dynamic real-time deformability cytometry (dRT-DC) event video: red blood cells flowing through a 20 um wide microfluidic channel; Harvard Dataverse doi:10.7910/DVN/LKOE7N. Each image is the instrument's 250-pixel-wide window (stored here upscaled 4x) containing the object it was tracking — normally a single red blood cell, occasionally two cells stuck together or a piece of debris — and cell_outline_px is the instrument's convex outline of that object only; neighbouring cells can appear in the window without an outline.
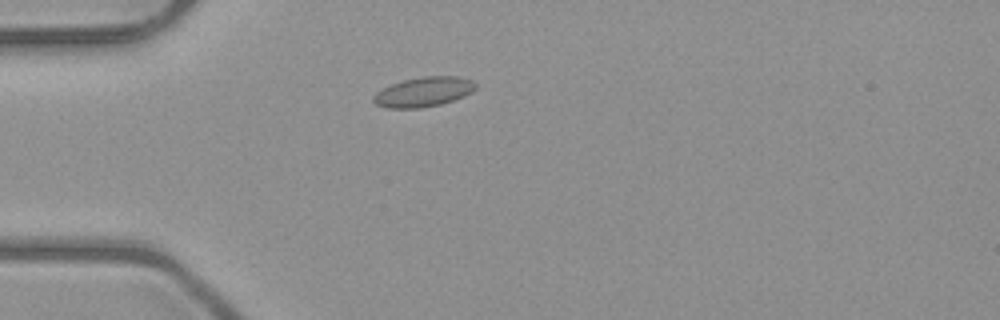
{"species": "common noctule bat (a hibernating species)", "species_latin": "Nyctalus noctula", "temperature_condition": "room temperature", "stored_images_in_passage": 39, "camera_frame_rate_fps": 3000, "um_per_image_px": 0.085, "animal": {"sex": "male", "body_mass_g": 23.1, "forearm_length_mm": 52.7}, "frame": {"image": 1, "passage_image": 2, "time_ms": 0.333, "image_size_px": [1000, 320], "cell_outline_px": [[476, 88], [472, 92], [464, 96], [440, 104], [420, 108], [388, 108], [376, 104], [372, 100], [372, 96], [376, 92], [392, 84], [404, 80], [424, 76], [460, 76], [472, 80], [476, 84]], "centroid_in_image_um": [36.01, 7.8], "position_along_channel_um": 49.0, "area_um2": 17.63}}
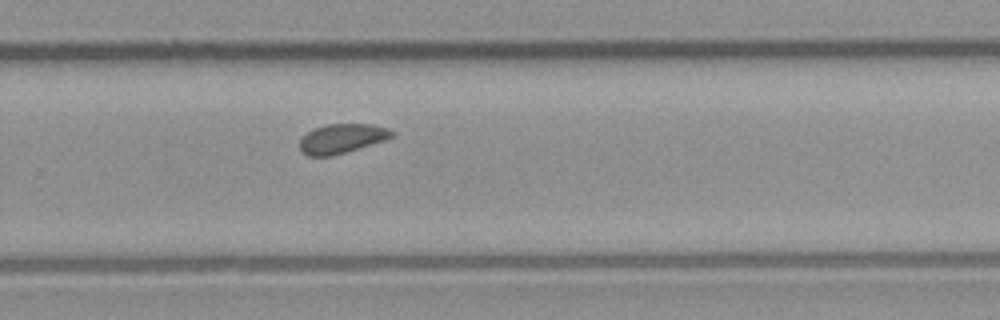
{"frame": {"image": 2, "passage_image": 22, "time_ms": 7.0, "image_size_px": [1000, 320], "cell_outline_px": [[392, 136], [384, 140], [332, 156], [308, 156], [300, 152], [300, 140], [308, 132], [316, 128], [328, 124], [372, 124], [388, 128], [392, 132]], "centroid_in_image_um": [29.02, 11.78], "position_along_channel_um": 300.8, "area_um2": 15.49}}
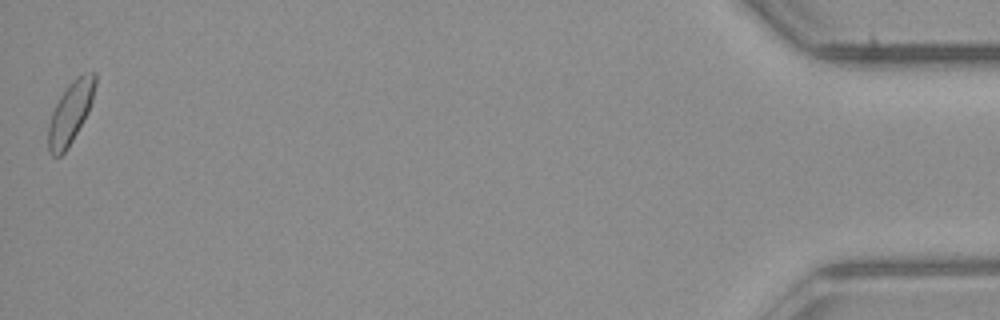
{"frame": {"image": 3, "passage_image": 39, "time_ms": 12.667, "image_size_px": [1000, 320], "cell_outline_px": [[96, 84], [92, 100], [88, 112], [72, 140], [64, 152], [60, 156], [52, 156], [48, 152], [48, 124], [52, 112], [60, 96], [68, 84], [76, 76], [84, 72], [96, 72]], "centroid_in_image_um": [5.98, 9.54], "position_along_channel_um": 429.2, "area_um2": 16.88}, "authors_computed_cell_mechanics": {"area_um2": 16.1262, "velocity_mm_per_s": 4.0061, "shape_relaxation_time_tau1_ms": 3.0158, "shape_relaxation_time_tau2_ms": 2.4812, "deformation_change_tau1": 0.0708, "deformation_change_tau2": 0.0835}}